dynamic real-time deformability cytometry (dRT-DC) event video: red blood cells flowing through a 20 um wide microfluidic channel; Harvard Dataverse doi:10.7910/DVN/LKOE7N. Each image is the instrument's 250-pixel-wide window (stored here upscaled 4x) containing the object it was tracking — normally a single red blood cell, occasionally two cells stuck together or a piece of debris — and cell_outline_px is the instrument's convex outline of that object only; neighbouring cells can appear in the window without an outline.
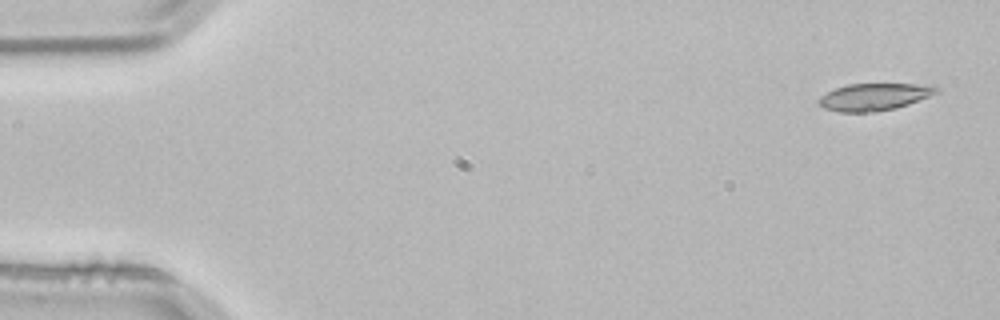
{"species": "common noctule bat (a hibernating species)", "species_latin": "Nyctalus noctula", "temperature_condition": "room temperature", "stored_images_in_passage": 4, "camera_frame_rate_fps": 3000, "um_per_image_px": 0.085, "animal": {"sex": "male", "body_mass_g": 21.5, "forearm_length_mm": 52.0}, "frame": {"image": 1, "passage_image": 1, "time_ms": 0.0, "image_size_px": [1000, 320], "cell_outline_px": [[940, 92], [908, 104], [896, 108], [876, 112], [840, 112], [824, 108], [816, 100], [820, 96], [836, 88], [848, 84], [932, 84], [940, 88]], "centroid_in_image_um": [74.35, 8.23], "position_along_channel_um": 10.7, "area_um2": 18.73}}
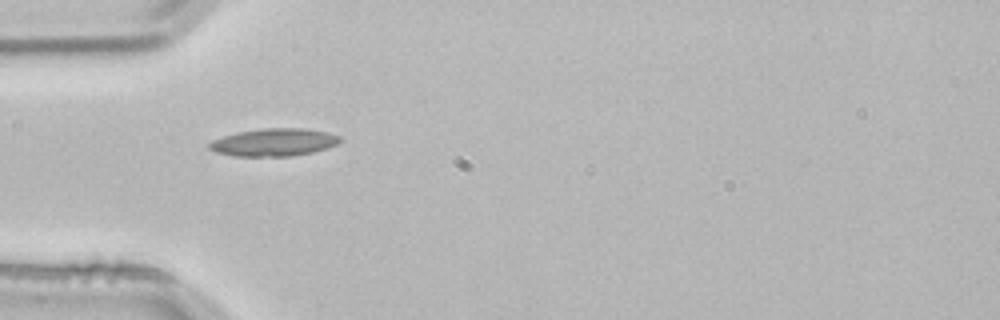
{"frame": {"image": 2, "passage_image": 4, "time_ms": 1.0, "image_size_px": [1000, 320], "cell_outline_px": [[344, 140], [336, 144], [312, 152], [292, 156], [232, 156], [216, 152], [208, 148], [208, 144], [212, 140], [236, 132], [264, 128], [300, 128], [328, 132], [340, 136]], "centroid_in_image_um": [23.27, 12.09], "position_along_channel_um": 61.7, "area_um2": 21.04}}